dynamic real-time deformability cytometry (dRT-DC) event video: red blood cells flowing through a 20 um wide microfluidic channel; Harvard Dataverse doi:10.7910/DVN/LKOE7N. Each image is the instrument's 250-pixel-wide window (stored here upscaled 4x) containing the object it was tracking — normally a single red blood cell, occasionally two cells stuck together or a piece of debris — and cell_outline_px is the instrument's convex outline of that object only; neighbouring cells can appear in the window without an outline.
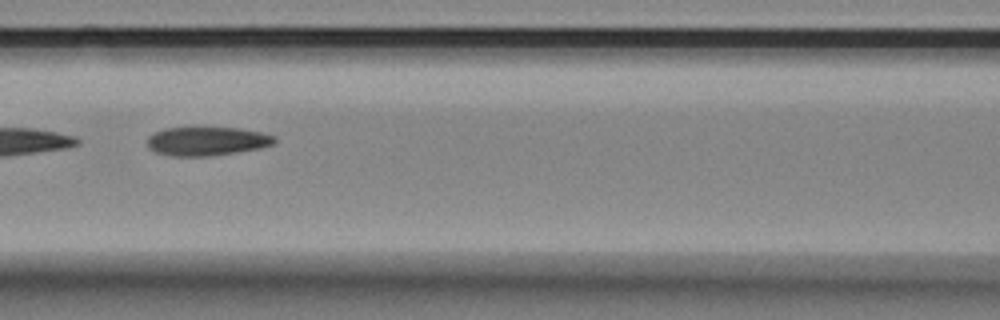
{"species": "Egyptian fruit bat (a non-hibernating species)", "species_latin": "Rousettus aegyptiacus", "temperature_condition": "room temperature", "stored_images_in_passage": 27, "camera_frame_rate_fps": 3000, "um_per_image_px": 0.085, "animal": {"sex": "female"}, "frame": {"image": 1, "passage_image": 12, "time_ms": 3.667, "image_size_px": [1000, 320], "cell_outline_px": [[276, 144], [260, 148], [212, 156], [172, 156], [156, 152], [148, 148], [148, 136], [164, 128], [240, 128], [260, 132], [276, 136]], "centroid_in_image_um": [17.62, 12.01], "position_along_channel_um": 149.0, "area_um2": 21.33}}